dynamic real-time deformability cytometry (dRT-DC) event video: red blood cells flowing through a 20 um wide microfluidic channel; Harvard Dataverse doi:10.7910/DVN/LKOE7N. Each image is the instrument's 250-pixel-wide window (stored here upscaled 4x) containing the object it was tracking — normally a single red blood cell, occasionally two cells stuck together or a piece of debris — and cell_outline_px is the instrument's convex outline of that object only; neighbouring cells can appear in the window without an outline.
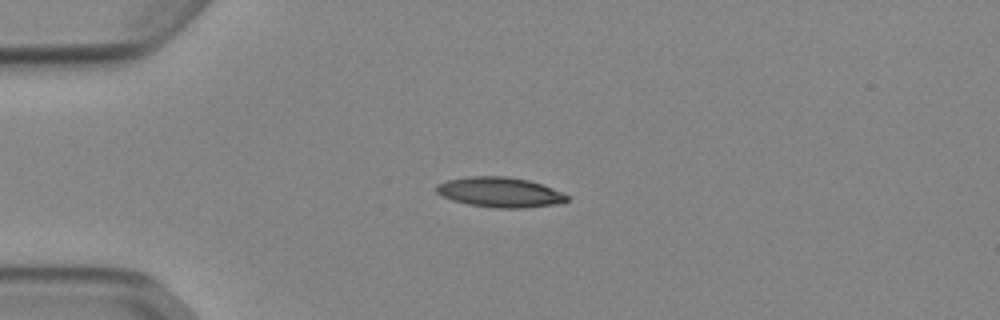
{"species": "Egyptian fruit bat (a non-hibernating species)", "species_latin": "Rousettus aegyptiacus", "temperature_condition": "cold", "stored_images_in_passage": 40, "camera_frame_rate_fps": 3000, "um_per_image_px": 0.085, "animal": {"sex": "female"}, "frame": {"image": 1, "passage_image": 1, "time_ms": 0.0, "image_size_px": [1000, 320], "cell_outline_px": [[568, 200], [556, 204], [524, 208], [496, 208], [468, 204], [452, 200], [436, 192], [436, 184], [448, 180], [468, 176], [508, 176], [528, 180], [552, 188], [568, 196]], "centroid_in_image_um": [42.47, 16.33], "position_along_channel_um": 42.5, "area_um2": 22.72}}
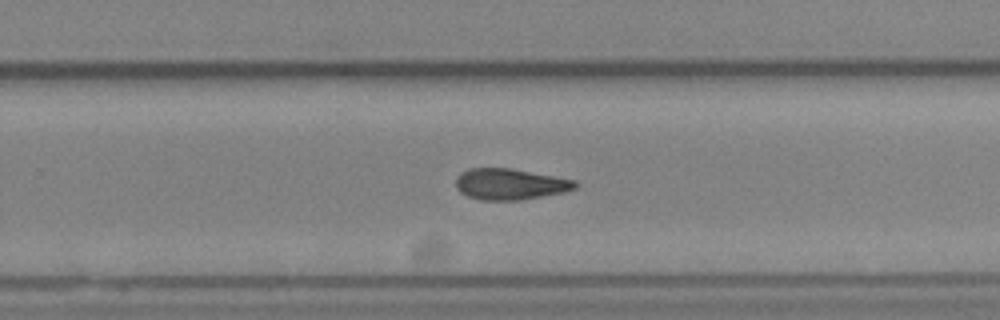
{"frame": {"image": 2, "passage_image": 22, "time_ms": 7.0, "image_size_px": [1000, 320], "cell_outline_px": [[576, 188], [564, 192], [520, 200], [480, 200], [468, 196], [460, 192], [456, 188], [456, 176], [460, 172], [468, 168], [508, 168], [576, 180]], "centroid_in_image_um": [43.31, 15.65], "position_along_channel_um": 286.5, "area_um2": 21.56}}
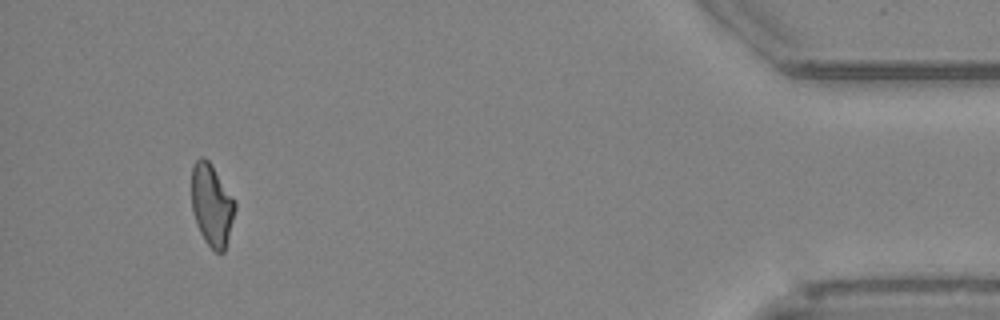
{"frame": {"image": 3, "passage_image": 37, "time_ms": 12.0, "image_size_px": [1000, 320], "cell_outline_px": [[236, 208], [224, 252], [216, 252], [204, 240], [200, 232], [192, 212], [192, 168], [196, 160], [200, 156], [204, 156], [208, 160], [236, 200]], "centroid_in_image_um": [18.0, 17.4], "position_along_channel_um": 417.2, "area_um2": 20.69}, "authors_computed_cell_mechanics": {"area_um2": 22.0796, "velocity_mm_per_s": 3.9044, "shape_relaxation_time_tau1_ms": null, "shape_relaxation_time_tau2_ms": 10.2965, "deformation_change_tau1": null, "deformation_change_tau2": 0.2119}}